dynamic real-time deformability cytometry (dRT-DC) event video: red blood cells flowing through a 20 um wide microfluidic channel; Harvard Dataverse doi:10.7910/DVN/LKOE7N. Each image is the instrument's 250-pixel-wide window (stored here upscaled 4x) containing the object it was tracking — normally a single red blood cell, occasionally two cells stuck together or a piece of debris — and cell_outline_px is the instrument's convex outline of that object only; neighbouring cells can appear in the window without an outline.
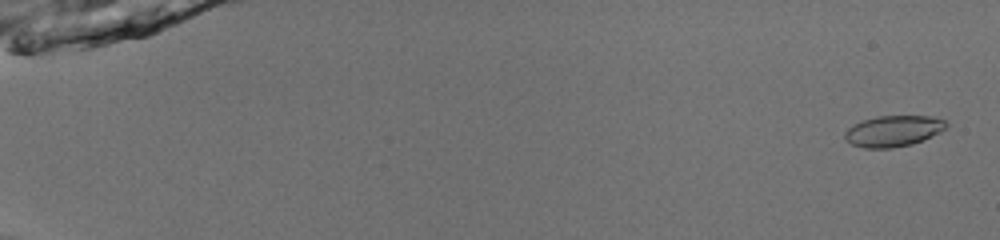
{"species": "common noctule bat (a hibernating species)", "species_latin": "Nyctalus noctula", "temperature_condition": "room temperature", "stored_images_in_passage": 53, "camera_frame_rate_fps": 3000, "um_per_image_px": 0.085, "animal": {"sex": "male", "body_mass_g": 13.0, "forearm_length_mm": 53.1}, "frame": {"image": 1, "passage_image": 2, "time_ms": 0.333, "image_size_px": [1000, 240], "cell_outline_px": [[948, 128], [940, 132], [912, 144], [892, 148], [864, 148], [852, 144], [844, 140], [844, 132], [848, 128], [864, 120], [876, 116], [932, 116], [944, 120], [948, 124]], "centroid_in_image_um": [75.94, 11.14], "position_along_channel_um": 9.1, "area_um2": 18.32}}
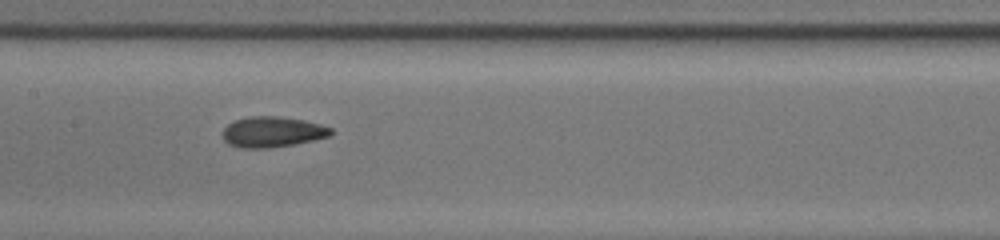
{"frame": {"image": 2, "passage_image": 29, "time_ms": 9.333, "image_size_px": [1000, 240], "cell_outline_px": [[332, 132], [328, 136], [312, 140], [292, 144], [268, 148], [240, 148], [228, 144], [224, 140], [224, 128], [228, 124], [236, 120], [248, 116], [276, 116], [304, 120], [320, 124], [332, 128]], "centroid_in_image_um": [23.13, 11.21], "position_along_channel_um": 184.3, "area_um2": 19.07}}
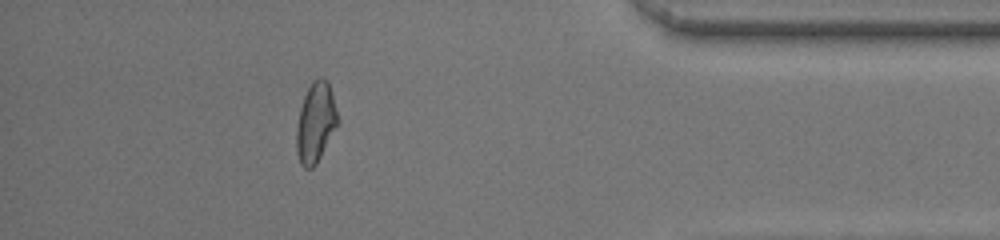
{"frame": {"image": 3, "passage_image": 48, "time_ms": 15.667, "image_size_px": [1000, 240], "cell_outline_px": [[340, 124], [316, 164], [312, 168], [304, 168], [300, 164], [296, 152], [296, 128], [300, 108], [304, 96], [312, 80], [320, 76], [328, 80], [340, 120]], "centroid_in_image_um": [26.85, 10.41], "position_along_channel_um": 408.3, "area_um2": 19.71}, "authors_computed_cell_mechanics": {"area_um2": 18.9584, "velocity_mm_per_s": 4.0011, "shape_relaxation_time_tau1_ms": 3.8119, "shape_relaxation_time_tau2_ms": 2.4556, "deformation_change_tau1": 0.1173, "deformation_change_tau2": 0.0335}}